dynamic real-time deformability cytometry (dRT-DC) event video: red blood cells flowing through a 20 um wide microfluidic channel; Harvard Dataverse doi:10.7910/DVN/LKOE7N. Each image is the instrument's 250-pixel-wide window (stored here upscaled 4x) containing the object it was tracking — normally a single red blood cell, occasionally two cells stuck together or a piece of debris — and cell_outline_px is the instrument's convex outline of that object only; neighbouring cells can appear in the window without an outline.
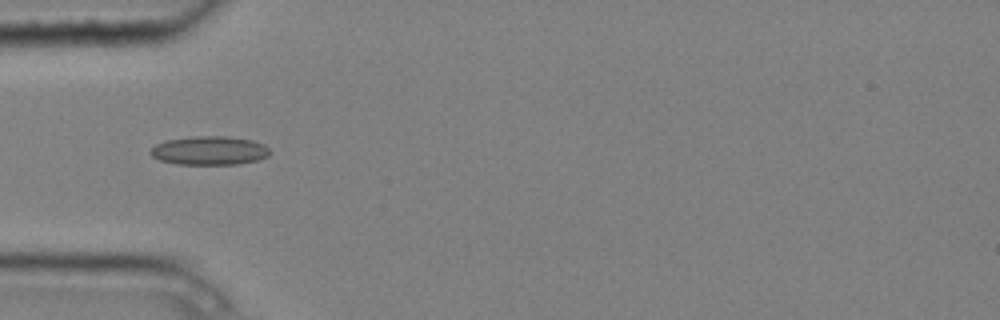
{"species": "common noctule bat (a hibernating species)", "species_latin": "Nyctalus noctula", "temperature_condition": "cold", "stored_images_in_passage": 7, "camera_frame_rate_fps": 3000, "um_per_image_px": 0.085, "animal": {"sex": "male", "body_mass_g": 20.4}, "frame": {"image": 1, "passage_image": 5, "time_ms": 1.333, "image_size_px": [1000, 320], "cell_outline_px": [[268, 156], [260, 160], [240, 164], [176, 164], [160, 160], [152, 156], [148, 152], [156, 144], [164, 140], [192, 136], [228, 136], [252, 140], [264, 144], [268, 148]], "centroid_in_image_um": [17.79, 12.79], "position_along_channel_um": 67.2, "area_um2": 20.17}}
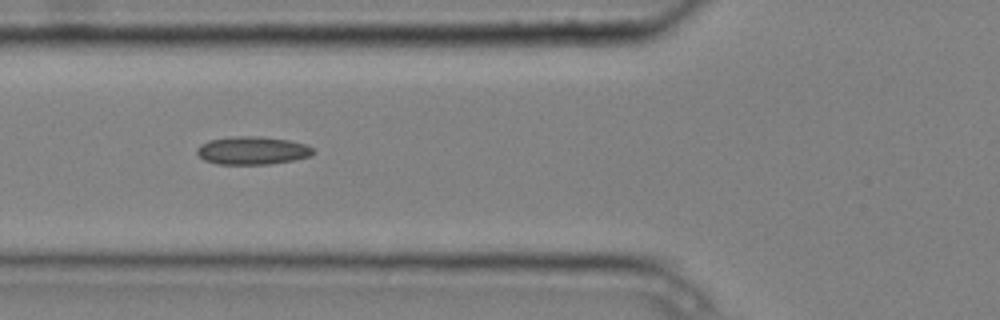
{"frame": {"image": 2, "passage_image": 6, "time_ms": 1.667, "image_size_px": [1000, 320], "cell_outline_px": [[316, 152], [312, 156], [272, 164], [216, 164], [204, 160], [196, 152], [196, 148], [200, 144], [208, 140], [228, 136], [260, 136], [288, 140], [304, 144], [312, 148]], "centroid_in_image_um": [21.42, 12.79], "position_along_channel_um": 104.4, "area_um2": 19.19}}
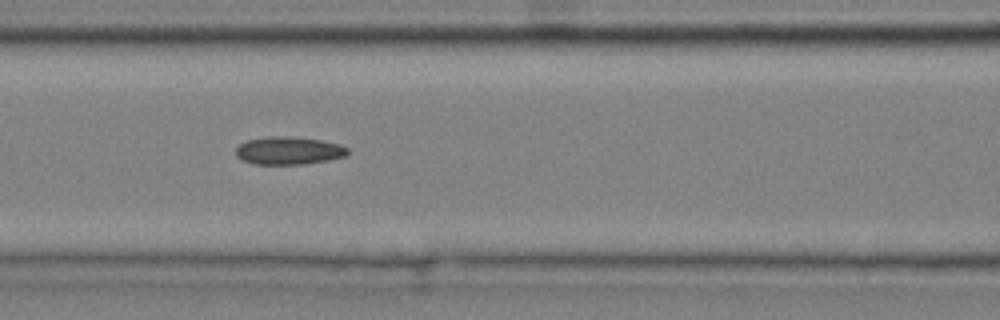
{"frame": {"image": 3, "passage_image": 7, "time_ms": 2.0, "image_size_px": [1000, 320], "cell_outline_px": [[348, 156], [328, 160], [304, 164], [252, 164], [240, 160], [236, 156], [236, 148], [244, 140], [268, 136], [288, 136], [320, 140], [340, 144], [348, 148]], "centroid_in_image_um": [24.51, 12.8], "position_along_channel_um": 142.1, "area_um2": 18.38}}